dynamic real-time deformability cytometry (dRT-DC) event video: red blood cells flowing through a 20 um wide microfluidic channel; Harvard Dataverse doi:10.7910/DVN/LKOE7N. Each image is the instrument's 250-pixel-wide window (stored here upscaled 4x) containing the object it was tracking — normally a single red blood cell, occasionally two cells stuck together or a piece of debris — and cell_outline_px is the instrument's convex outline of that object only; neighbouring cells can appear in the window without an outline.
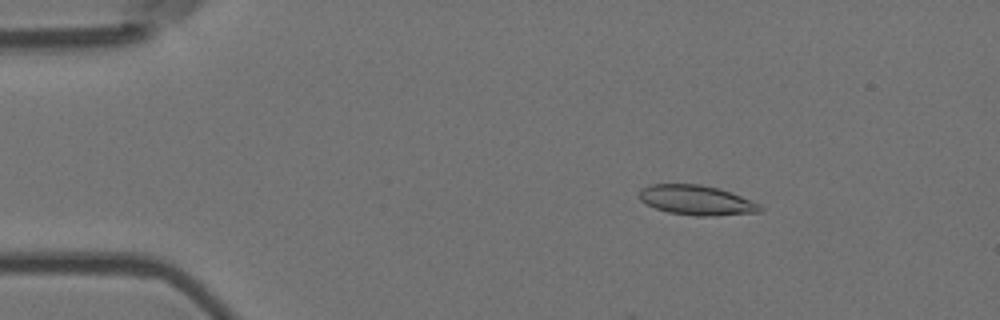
{"species": "Egyptian fruit bat (a non-hibernating species)", "species_latin": "Rousettus aegyptiacus", "temperature_condition": "room temperature", "stored_images_in_passage": 38, "camera_frame_rate_fps": 3000, "um_per_image_px": 0.085, "animal": {"sex": "female"}, "frame": {"image": 1, "passage_image": 3, "time_ms": 0.667, "image_size_px": [1000, 320], "cell_outline_px": [[764, 208], [760, 212], [716, 216], [696, 216], [668, 212], [656, 208], [640, 200], [636, 196], [640, 188], [652, 184], [700, 184], [720, 188], [732, 192], [760, 204]], "centroid_in_image_um": [59.21, 17.01], "position_along_channel_um": 25.8, "area_um2": 21.27}}
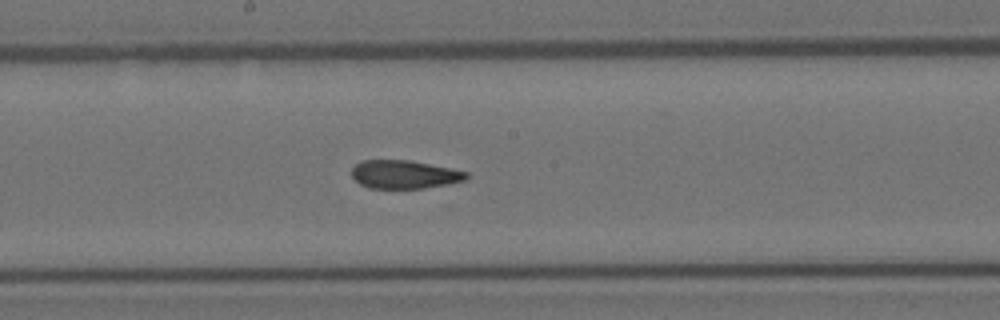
{"frame": {"image": 2, "passage_image": 24, "time_ms": 7.667, "image_size_px": [1000, 320], "cell_outline_px": [[468, 176], [464, 180], [448, 184], [424, 188], [368, 188], [360, 184], [352, 176], [352, 168], [360, 160], [408, 160], [468, 172]], "centroid_in_image_um": [34.33, 14.83], "position_along_channel_um": 213.9, "area_um2": 18.73}}
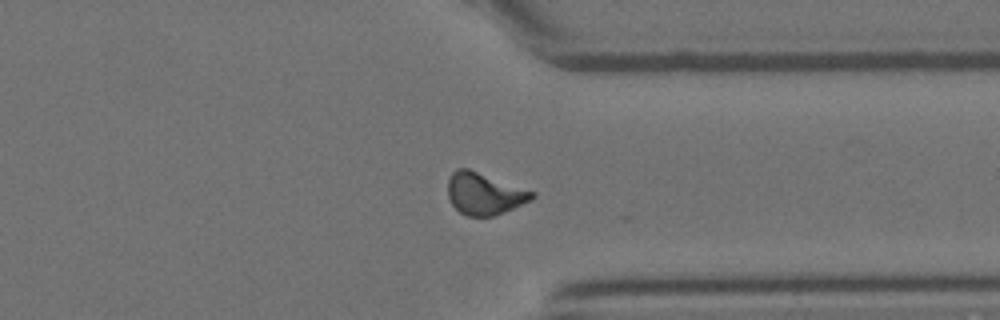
{"frame": {"image": 3, "passage_image": 37, "time_ms": 12.0, "image_size_px": [1000, 320], "cell_outline_px": [[536, 196], [532, 200], [492, 216], [468, 216], [460, 212], [452, 204], [448, 196], [448, 180], [452, 172], [456, 168], [468, 168], [536, 192]], "centroid_in_image_um": [41.17, 16.45], "position_along_channel_um": 370.2, "area_um2": 20.46}, "authors_computed_cell_mechanics": {"area_um2": 20.1433, "velocity_mm_per_s": 3.6566, "shape_relaxation_time_tau1_ms": null, "shape_relaxation_time_tau2_ms": 2.006, "deformation_change_tau1": null, "deformation_change_tau2": 0.0952}}